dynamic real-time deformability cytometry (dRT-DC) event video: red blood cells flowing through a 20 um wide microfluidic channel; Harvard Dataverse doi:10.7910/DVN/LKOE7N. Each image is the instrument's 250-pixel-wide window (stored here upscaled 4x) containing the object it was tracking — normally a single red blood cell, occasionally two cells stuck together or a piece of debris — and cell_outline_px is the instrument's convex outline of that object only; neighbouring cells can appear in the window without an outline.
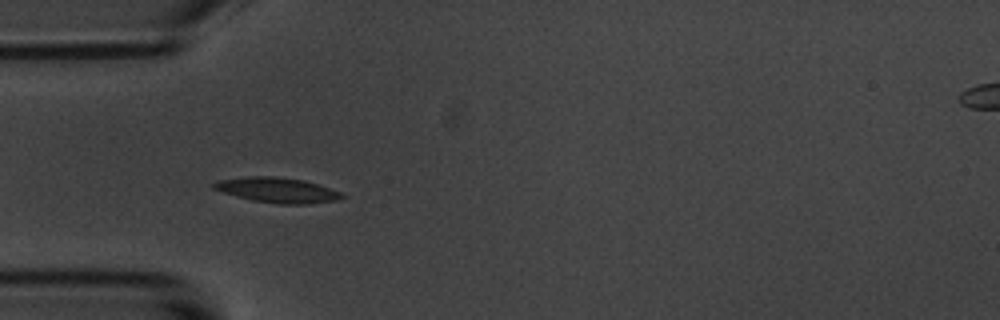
{"species": "common noctule bat (a hibernating species)", "species_latin": "Nyctalus noctula", "temperature_condition": "room temperature", "stored_images_in_passage": 7, "camera_frame_rate_fps": 3000, "um_per_image_px": 0.085, "animal": {"sex": "male", "body_mass_g": 20.1, "forearm_length_mm": 53.5}, "frame": {"image": 1, "passage_image": 6, "time_ms": 5.667, "image_size_px": [1000, 320], "cell_outline_px": [[344, 196], [336, 200], [308, 204], [280, 204], [252, 200], [236, 196], [212, 188], [212, 184], [220, 180], [248, 176], [276, 176], [304, 180], [340, 192]], "centroid_in_image_um": [23.55, 16.15], "position_along_channel_um": 61.5, "area_um2": 18.5}}